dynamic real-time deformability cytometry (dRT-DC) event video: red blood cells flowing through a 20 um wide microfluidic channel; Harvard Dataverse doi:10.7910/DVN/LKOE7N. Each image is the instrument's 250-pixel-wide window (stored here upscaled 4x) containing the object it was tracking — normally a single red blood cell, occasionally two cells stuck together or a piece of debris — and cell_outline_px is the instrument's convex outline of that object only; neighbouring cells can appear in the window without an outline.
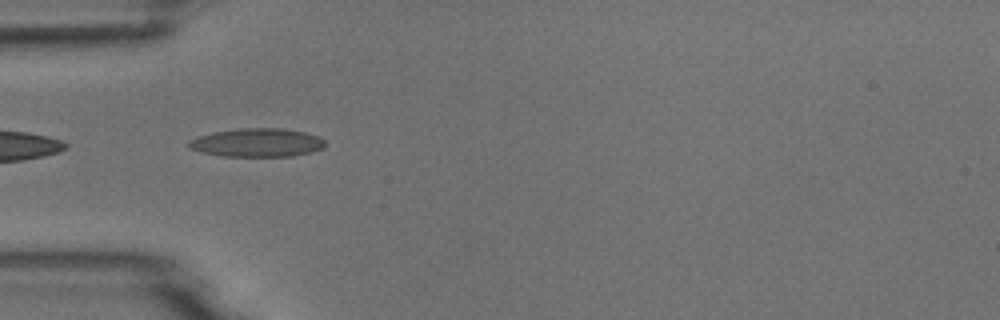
{"species": "common noctule bat (a hibernating species)", "species_latin": "Nyctalus noctula", "temperature_condition": "room temperature", "stored_images_in_passage": 5, "camera_frame_rate_fps": 3000, "um_per_image_px": 0.085, "animal": {"sex": "male", "body_mass_g": 18.8}, "frame": {"image": 1, "passage_image": 4, "time_ms": 4.333, "image_size_px": [1000, 320], "cell_outline_px": [[324, 148], [312, 152], [292, 156], [224, 156], [200, 152], [188, 148], [188, 140], [212, 132], [240, 128], [280, 128], [304, 132], [320, 136], [324, 140]], "centroid_in_image_um": [21.85, 12.12], "position_along_channel_um": 63.1, "area_um2": 22.72}}